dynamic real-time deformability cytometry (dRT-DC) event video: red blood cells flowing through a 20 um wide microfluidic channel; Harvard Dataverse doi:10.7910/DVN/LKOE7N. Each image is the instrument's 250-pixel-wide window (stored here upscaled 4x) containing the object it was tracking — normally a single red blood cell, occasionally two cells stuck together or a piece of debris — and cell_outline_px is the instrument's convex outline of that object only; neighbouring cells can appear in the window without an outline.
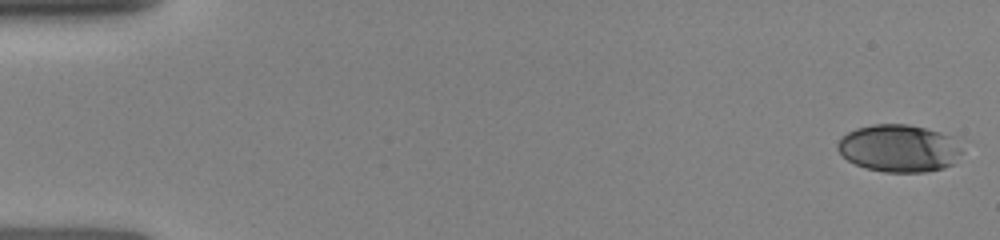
{"species": "human", "species_latin": "Homo sapiens", "temperature_condition": "room temperature", "stored_images_in_passage": 12, "camera_frame_rate_fps": 3000, "um_per_image_px": 0.085, "donor": {"sex": "female"}, "frame": {"image": 1, "passage_image": 1, "time_ms": 0.0, "image_size_px": [1000, 240], "cell_outline_px": [[964, 152], [952, 164], [944, 168], [924, 172], [884, 172], [864, 168], [848, 160], [836, 148], [836, 144], [848, 132], [856, 128], [872, 124], [908, 124], [940, 132], [952, 136]], "centroid_in_image_um": [76.43, 12.61], "position_along_channel_um": 8.6, "area_um2": 34.45}}
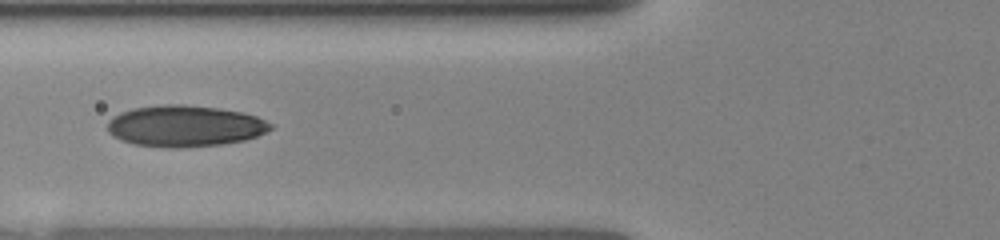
{"frame": {"image": 2, "passage_image": 10, "time_ms": 6.0, "image_size_px": [1000, 240], "cell_outline_px": [[272, 128], [256, 136], [244, 140], [220, 144], [184, 148], [164, 148], [132, 144], [120, 140], [112, 136], [108, 132], [108, 120], [112, 116], [120, 112], [132, 108], [168, 104], [180, 104], [216, 108], [240, 112], [256, 116], [272, 124]], "centroid_in_image_um": [15.64, 10.72], "position_along_channel_um": 110.2, "area_um2": 39.3}}
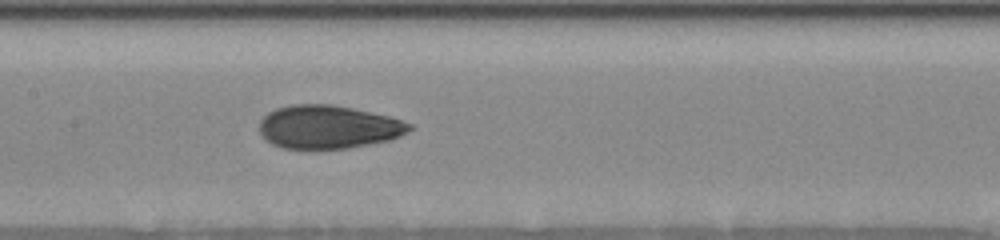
{"frame": {"image": 3, "passage_image": 12, "time_ms": 7.667, "image_size_px": [1000, 240], "cell_outline_px": [[412, 128], [408, 132], [400, 136], [388, 140], [348, 148], [280, 148], [272, 144], [260, 132], [260, 120], [268, 112], [276, 108], [292, 104], [332, 104], [352, 108], [388, 116], [412, 124]], "centroid_in_image_um": [27.89, 10.78], "position_along_channel_um": 179.5, "area_um2": 37.57}}